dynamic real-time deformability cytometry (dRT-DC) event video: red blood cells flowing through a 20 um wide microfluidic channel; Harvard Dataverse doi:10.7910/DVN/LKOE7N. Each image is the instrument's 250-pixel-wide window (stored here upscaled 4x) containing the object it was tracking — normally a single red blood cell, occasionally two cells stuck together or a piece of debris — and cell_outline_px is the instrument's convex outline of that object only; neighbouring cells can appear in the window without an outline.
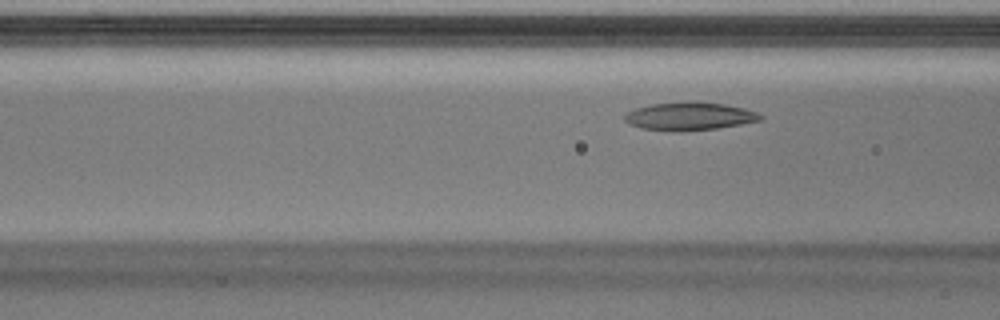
{"species": "Egyptian fruit bat (a non-hibernating species)", "species_latin": "Rousettus aegyptiacus", "temperature_condition": "warm", "stored_images_in_passage": 8, "camera_frame_rate_fps": 3000, "um_per_image_px": 0.085, "animal": {"sex": "male"}, "frame": {"image": 1, "passage_image": 6, "time_ms": 1.667, "image_size_px": [1000, 320], "cell_outline_px": [[764, 116], [760, 120], [740, 124], [716, 128], [680, 132], [640, 128], [628, 124], [624, 120], [624, 116], [628, 112], [636, 108], [652, 104], [688, 100], [696, 100], [724, 104], [744, 108], [756, 112]], "centroid_in_image_um": [58.58, 9.87], "position_along_channel_um": 108.0, "area_um2": 22.43}}
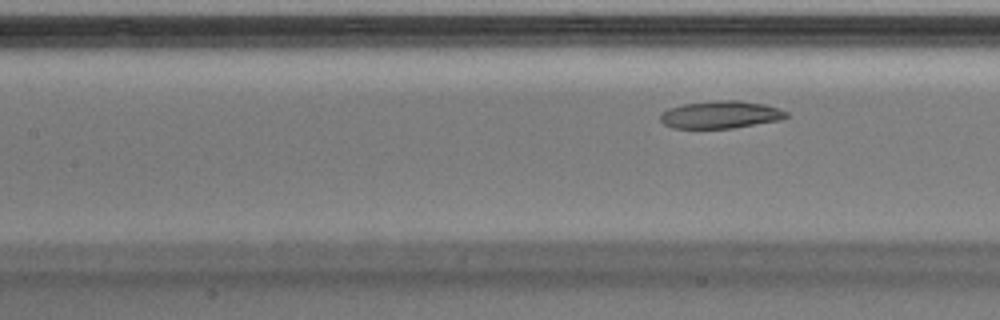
{"frame": {"image": 2, "passage_image": 8, "time_ms": 2.333, "image_size_px": [1000, 320], "cell_outline_px": [[788, 116], [780, 120], [732, 128], [672, 128], [664, 124], [660, 120], [660, 112], [668, 108], [684, 104], [716, 100], [740, 100], [764, 104], [788, 112]], "centroid_in_image_um": [61.22, 9.74], "position_along_channel_um": 146.2, "area_um2": 20.17}}